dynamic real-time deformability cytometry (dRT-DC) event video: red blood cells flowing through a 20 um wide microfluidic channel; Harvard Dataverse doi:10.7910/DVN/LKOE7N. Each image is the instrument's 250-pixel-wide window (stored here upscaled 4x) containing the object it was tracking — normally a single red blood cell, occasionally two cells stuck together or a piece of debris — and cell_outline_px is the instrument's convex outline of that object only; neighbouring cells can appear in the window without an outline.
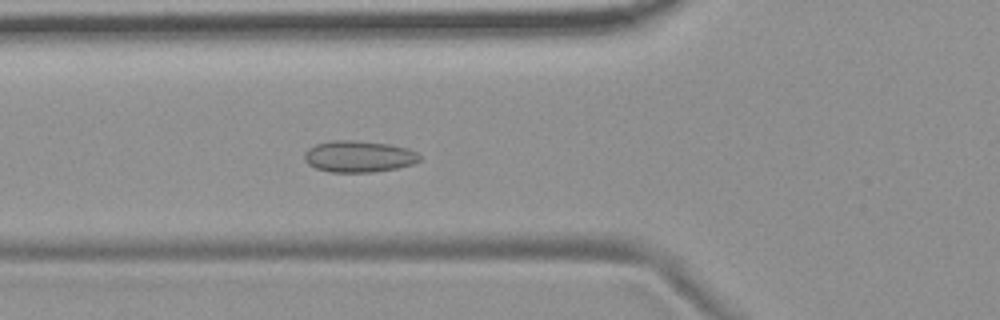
{"species": "common noctule bat (a hibernating species)", "species_latin": "Nyctalus noctula", "temperature_condition": "room temperature", "stored_images_in_passage": 54, "camera_frame_rate_fps": 3000, "um_per_image_px": 0.085, "animal": {"sex": "female", "body_mass_g": 19.9}, "frame": {"image": 1, "passage_image": 19, "time_ms": 6.0, "image_size_px": [1000, 320], "cell_outline_px": [[420, 160], [412, 164], [396, 168], [372, 172], [328, 172], [316, 168], [308, 164], [304, 160], [304, 152], [308, 148], [316, 144], [332, 140], [352, 140], [392, 144], [408, 148], [416, 152], [420, 156]], "centroid_in_image_um": [30.47, 13.29], "position_along_channel_um": 95.3, "area_um2": 21.27}}
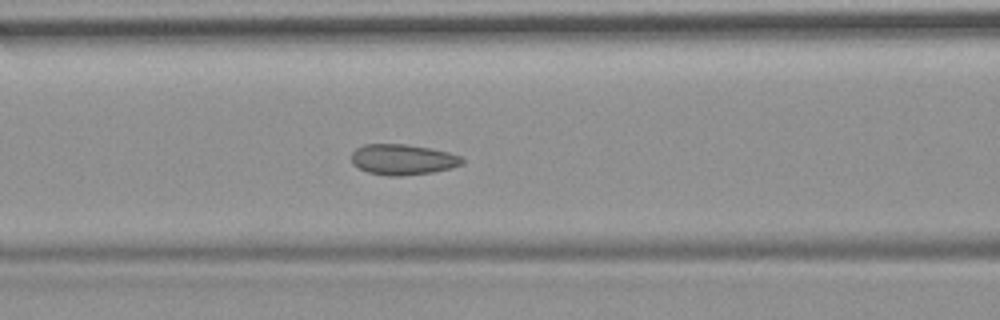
{"frame": {"image": 2, "passage_image": 22, "time_ms": 7.0, "image_size_px": [1000, 320], "cell_outline_px": [[464, 164], [452, 168], [432, 172], [400, 176], [388, 176], [368, 172], [352, 164], [352, 152], [356, 148], [364, 144], [408, 144], [432, 148], [448, 152], [460, 156], [464, 160]], "centroid_in_image_um": [34.25, 13.55], "position_along_channel_um": 132.3, "area_um2": 19.88}}
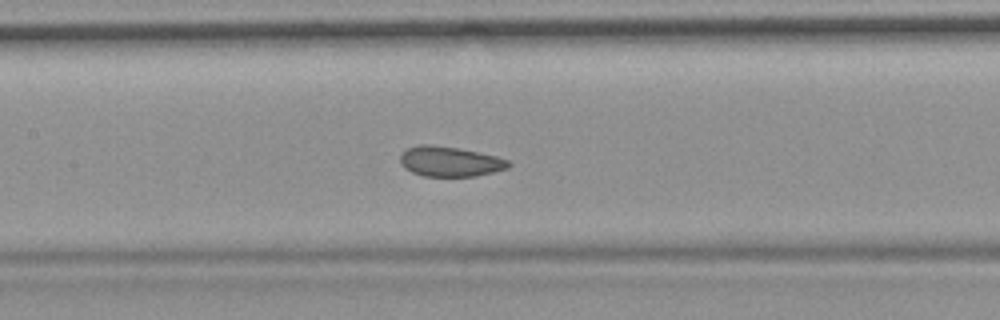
{"frame": {"image": 3, "passage_image": 25, "time_ms": 8.0, "image_size_px": [1000, 320], "cell_outline_px": [[512, 164], [508, 168], [476, 176], [424, 176], [412, 172], [404, 168], [400, 164], [400, 156], [408, 148], [420, 144], [432, 144], [460, 148], [496, 156], [508, 160]], "centroid_in_image_um": [38.24, 13.72], "position_along_channel_um": 169.2, "area_um2": 19.02}, "authors_computed_cell_mechanics": {"area_um2": 20.0566, "velocity_mm_per_s": 3.6902, "shape_relaxation_time_tau1_ms": 10.9505, "shape_relaxation_time_tau2_ms": 1.1486, "deformation_change_tau1": 0.0917, "deformation_change_tau2": 0.0465}}